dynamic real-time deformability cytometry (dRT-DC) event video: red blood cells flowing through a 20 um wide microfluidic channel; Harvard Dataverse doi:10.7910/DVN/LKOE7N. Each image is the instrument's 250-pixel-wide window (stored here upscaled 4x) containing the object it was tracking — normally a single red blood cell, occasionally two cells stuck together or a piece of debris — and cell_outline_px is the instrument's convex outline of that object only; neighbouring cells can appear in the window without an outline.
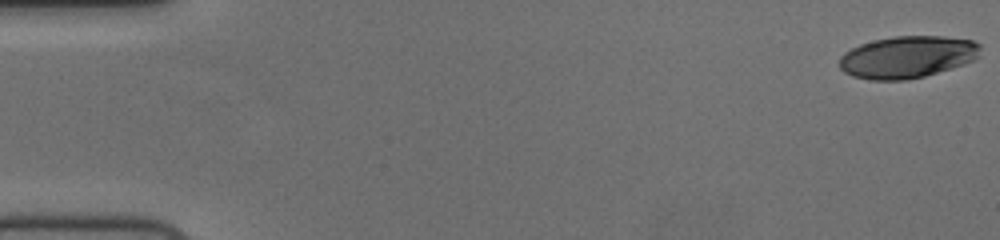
{"species": "human", "species_latin": "Homo sapiens", "temperature_condition": "cold", "stored_images_in_passage": 57, "camera_frame_rate_fps": 3000, "um_per_image_px": 0.085, "donor": {"sex": "female"}, "frame": {"image": 1, "passage_image": 1, "time_ms": 0.0, "image_size_px": [1000, 240], "cell_outline_px": [[980, 56], [964, 64], [924, 76], [904, 80], [868, 80], [852, 76], [844, 72], [840, 68], [840, 56], [844, 52], [860, 44], [892, 36], [944, 36], [972, 40], [980, 44]], "centroid_in_image_um": [77.12, 4.84], "position_along_channel_um": 7.9, "area_um2": 34.56}}
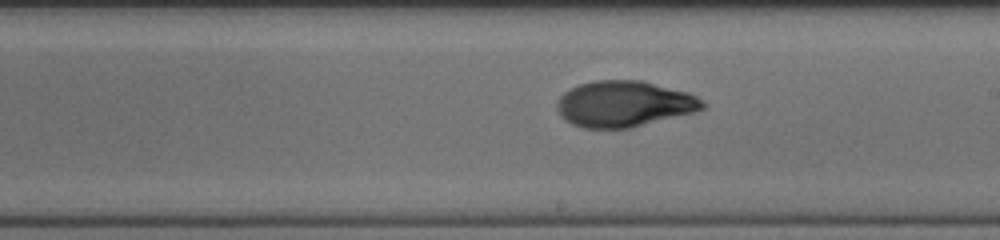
{"frame": {"image": 2, "passage_image": 33, "time_ms": 10.667, "image_size_px": [1000, 240], "cell_outline_px": [[708, 104], [704, 108], [696, 112], [628, 128], [584, 128], [572, 124], [564, 120], [560, 116], [556, 108], [556, 104], [560, 96], [564, 92], [580, 84], [596, 80], [640, 80], [688, 92], [704, 100]], "centroid_in_image_um": [53.06, 8.83], "position_along_channel_um": 235.9, "area_um2": 39.13}}
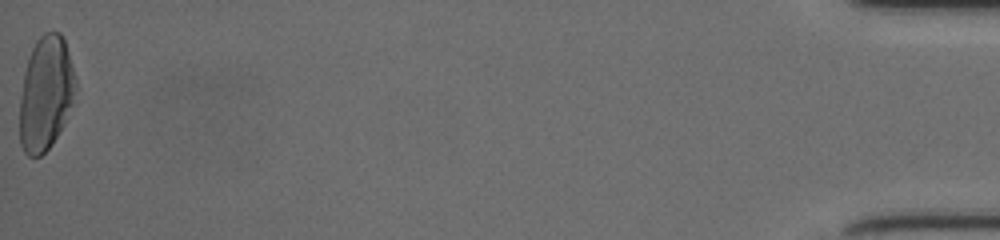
{"frame": {"image": 3, "passage_image": 57, "time_ms": 18.667, "image_size_px": [1000, 240], "cell_outline_px": [[76, 88], [72, 104], [64, 124], [52, 144], [40, 156], [28, 156], [24, 152], [20, 144], [20, 96], [24, 72], [28, 56], [36, 40], [44, 32], [60, 32], [64, 40], [68, 52], [76, 80]], "centroid_in_image_um": [3.88, 7.94], "position_along_channel_um": 431.3, "area_um2": 37.22}, "authors_computed_cell_mechanics": {"area_um2": 37.0498, "velocity_mm_per_s": 3.7241, "shape_relaxation_time_tau1_ms": 5.9258, "shape_relaxation_time_tau2_ms": 1.4533, "deformation_change_tau1": 0.2345, "deformation_change_tau2": 0.0573}}